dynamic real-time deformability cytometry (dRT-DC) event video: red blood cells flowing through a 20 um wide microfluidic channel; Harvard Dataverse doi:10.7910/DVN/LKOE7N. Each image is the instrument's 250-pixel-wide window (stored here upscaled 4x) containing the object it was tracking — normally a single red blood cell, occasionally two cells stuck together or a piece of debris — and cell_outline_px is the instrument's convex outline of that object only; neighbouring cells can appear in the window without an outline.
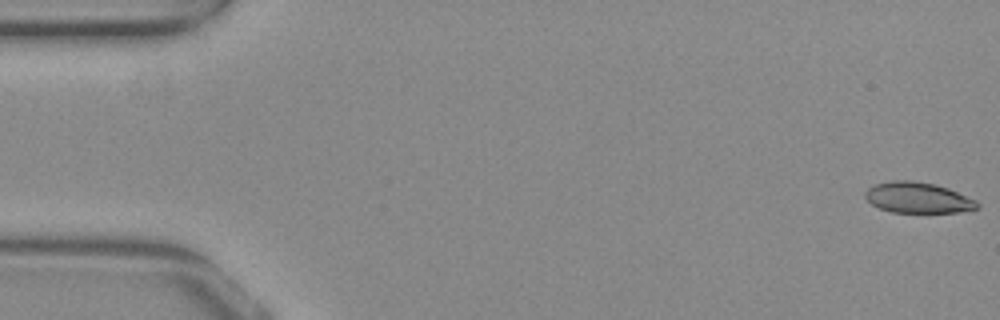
{"species": "common noctule bat (a hibernating species)", "species_latin": "Nyctalus noctula", "temperature_condition": "warm", "stored_images_in_passage": 53, "camera_frame_rate_fps": 3000, "um_per_image_px": 0.085, "animal": {"sex": "female", "body_mass_g": 29.2, "forearm_length_mm": 56.3}, "frame": {"image": 1, "passage_image": 1, "time_ms": 0.0, "image_size_px": [1000, 320], "cell_outline_px": [[980, 208], [960, 212], [892, 212], [880, 208], [872, 204], [864, 196], [864, 192], [868, 188], [876, 184], [892, 180], [912, 180], [936, 184], [948, 188], [976, 200], [980, 204]], "centroid_in_image_um": [78.04, 16.8], "position_along_channel_um": 7.0, "area_um2": 20.11}}
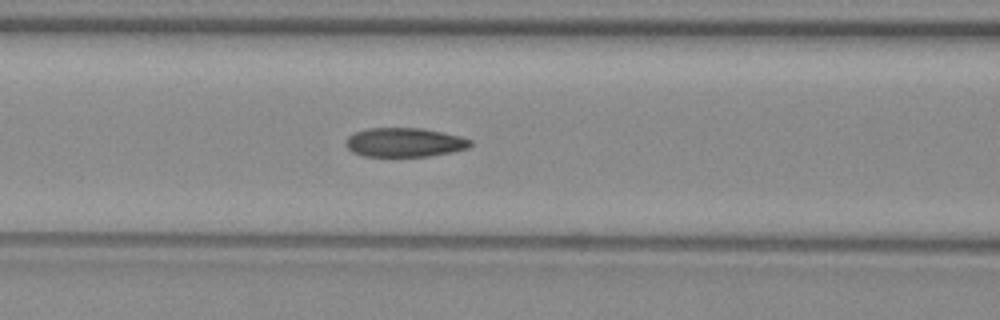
{"frame": {"image": 2, "passage_image": 22, "time_ms": 7.0, "image_size_px": [1000, 320], "cell_outline_px": [[472, 144], [468, 148], [452, 152], [428, 156], [364, 156], [352, 152], [344, 144], [344, 140], [348, 136], [356, 132], [368, 128], [424, 128], [460, 136], [472, 140]], "centroid_in_image_um": [34.37, 12.1], "position_along_channel_um": 132.2, "area_um2": 21.21}}
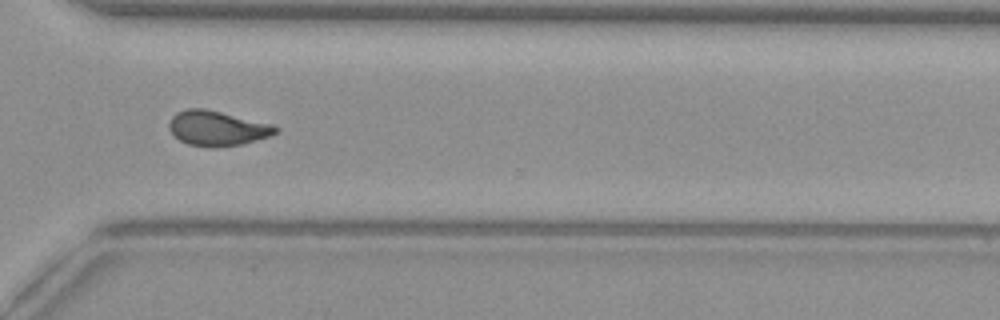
{"frame": {"image": 3, "passage_image": 39, "time_ms": 12.667, "image_size_px": [1000, 320], "cell_outline_px": [[280, 128], [272, 136], [240, 144], [216, 148], [212, 148], [188, 144], [180, 140], [168, 128], [168, 124], [172, 116], [176, 112], [188, 108], [204, 108], [272, 124]], "centroid_in_image_um": [18.46, 10.9], "position_along_channel_um": 352.1, "area_um2": 21.68}, "authors_computed_cell_mechanics": {"area_um2": 21.2704, "velocity_mm_per_s": 3.8887, "shape_relaxation_time_tau1_ms": null, "shape_relaxation_time_tau2_ms": 2.2465, "deformation_change_tau1": null, "deformation_change_tau2": 0.0754}}